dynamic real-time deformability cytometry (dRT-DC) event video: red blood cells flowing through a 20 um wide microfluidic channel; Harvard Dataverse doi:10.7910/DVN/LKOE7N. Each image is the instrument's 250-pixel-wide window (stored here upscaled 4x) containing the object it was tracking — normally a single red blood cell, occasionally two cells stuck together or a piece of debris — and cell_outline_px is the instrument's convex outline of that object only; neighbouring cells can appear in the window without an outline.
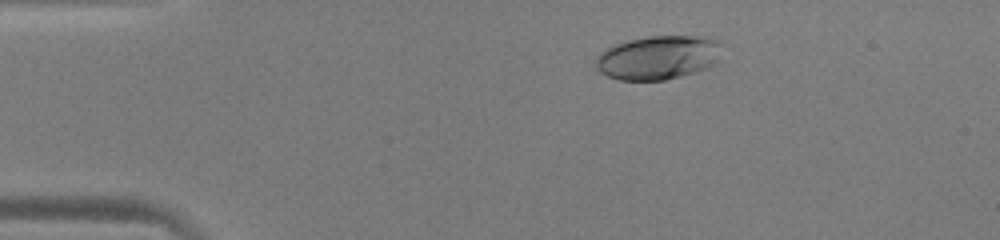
{"species": "human", "species_latin": "Homo sapiens", "temperature_condition": "warm", "stored_images_in_passage": 52, "camera_frame_rate_fps": 3000, "um_per_image_px": 0.085, "donor": {"sex": "male"}, "frame": {"image": 1, "passage_image": 10, "time_ms": 3.0, "image_size_px": [1000, 240], "cell_outline_px": [[724, 44], [716, 64], [708, 68], [696, 72], [664, 80], [620, 80], [608, 76], [600, 72], [596, 68], [592, 60], [604, 48], [612, 44], [628, 40], [648, 36], [704, 36], [720, 40]], "centroid_in_image_um": [55.94, 4.87], "position_along_channel_um": 29.1, "area_um2": 33.06}}
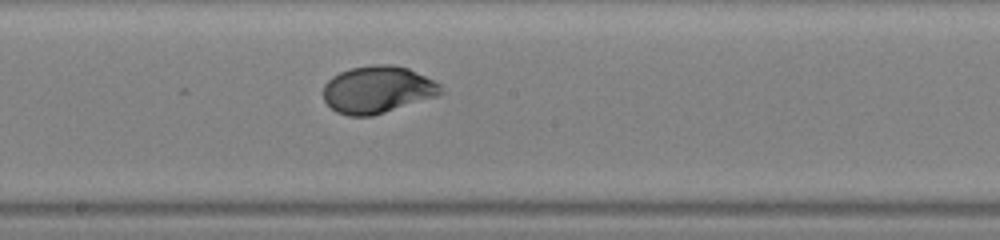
{"frame": {"image": 2, "passage_image": 29, "time_ms": 9.333, "image_size_px": [1000, 240], "cell_outline_px": [[444, 92], [440, 96], [372, 116], [348, 116], [336, 112], [324, 100], [324, 84], [332, 76], [340, 72], [352, 68], [372, 64], [392, 64], [408, 68], [440, 84]], "centroid_in_image_um": [32.11, 7.62], "position_along_channel_um": 216.1, "area_um2": 32.48}}
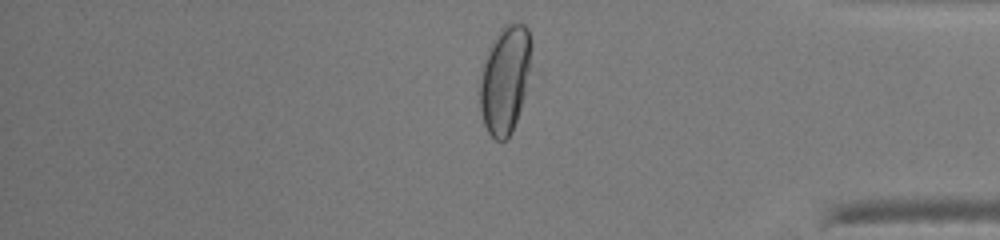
{"frame": {"image": 3, "passage_image": 44, "time_ms": 14.333, "image_size_px": [1000, 240], "cell_outline_px": [[532, 44], [524, 92], [520, 108], [512, 132], [504, 140], [496, 140], [488, 132], [484, 124], [480, 108], [480, 80], [488, 48], [500, 28], [504, 24], [512, 20], [524, 24], [528, 28], [532, 40]], "centroid_in_image_um": [42.92, 6.68], "position_along_channel_um": 392.3, "area_um2": 31.96}, "authors_computed_cell_mechanics": {"area_um2": 32.8593, "velocity_mm_per_s": 3.9778, "shape_relaxation_time_tau1_ms": 3.7146, "shape_relaxation_time_tau2_ms": null, "deformation_change_tau1": 0.2108, "deformation_change_tau2": null}}